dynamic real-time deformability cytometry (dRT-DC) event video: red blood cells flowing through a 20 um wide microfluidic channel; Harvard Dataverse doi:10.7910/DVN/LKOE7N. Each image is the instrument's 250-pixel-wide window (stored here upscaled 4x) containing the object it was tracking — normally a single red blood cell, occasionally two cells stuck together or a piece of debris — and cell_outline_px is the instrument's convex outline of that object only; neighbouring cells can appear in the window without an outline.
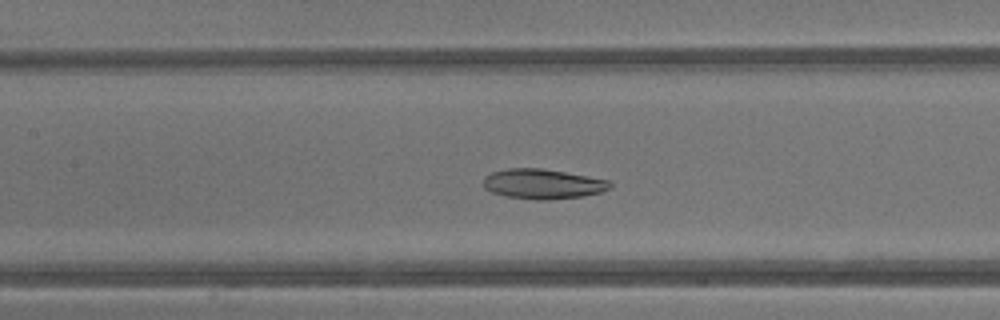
{"species": "common noctule bat (a hibernating species)", "species_latin": "Nyctalus noctula", "temperature_condition": "warm", "stored_images_in_passage": 38, "camera_frame_rate_fps": 3000, "um_per_image_px": 0.085, "animal": {"sex": "male", "body_mass_g": 13.3}, "frame": {"image": 1, "passage_image": 15, "time_ms": 4.667, "image_size_px": [1000, 320], "cell_outline_px": [[612, 184], [608, 188], [600, 192], [580, 196], [548, 200], [536, 200], [504, 196], [492, 192], [484, 188], [484, 176], [492, 172], [508, 168], [540, 168], [564, 172], [608, 180]], "centroid_in_image_um": [46.08, 15.63], "position_along_channel_um": 161.3, "area_um2": 21.85}}
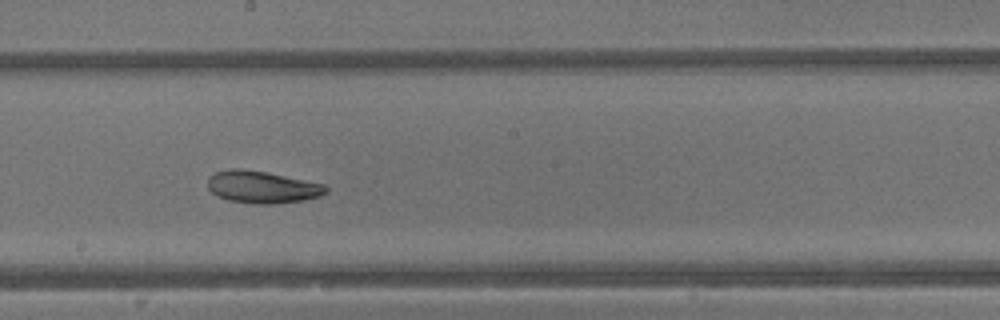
{"frame": {"image": 2, "passage_image": 19, "time_ms": 6.0, "image_size_px": [1000, 320], "cell_outline_px": [[328, 192], [320, 196], [300, 200], [272, 204], [252, 204], [228, 200], [216, 196], [208, 188], [208, 176], [216, 172], [232, 168], [236, 168], [264, 172], [324, 184], [328, 188]], "centroid_in_image_um": [22.25, 15.91], "position_along_channel_um": 226.0, "area_um2": 21.96}}
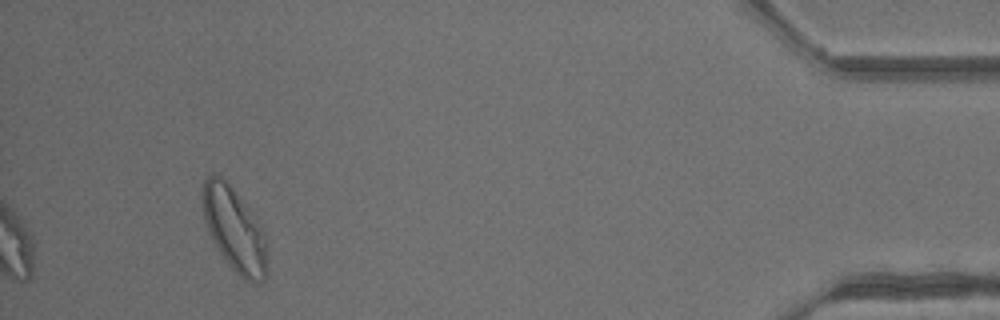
{"frame": {"image": 3, "passage_image": 35, "time_ms": 11.333, "image_size_px": [1000, 320], "cell_outline_px": [[268, 276], [264, 280], [256, 284], [244, 280], [228, 264], [216, 248], [204, 224], [200, 200], [200, 192], [204, 180], [212, 172], [216, 172], [244, 200], [260, 224], [264, 232]], "centroid_in_image_um": [19.88, 19.49], "position_along_channel_um": 415.3, "area_um2": 32.43}, "authors_computed_cell_mechanics": {"area_um2": 25.3742, "velocity_mm_per_s": 4.8671, "shape_relaxation_time_tau1_ms": 3.8601, "shape_relaxation_time_tau2_ms": 3.4601, "deformation_change_tau1": 0.1213, "deformation_change_tau2": 0.1001}}